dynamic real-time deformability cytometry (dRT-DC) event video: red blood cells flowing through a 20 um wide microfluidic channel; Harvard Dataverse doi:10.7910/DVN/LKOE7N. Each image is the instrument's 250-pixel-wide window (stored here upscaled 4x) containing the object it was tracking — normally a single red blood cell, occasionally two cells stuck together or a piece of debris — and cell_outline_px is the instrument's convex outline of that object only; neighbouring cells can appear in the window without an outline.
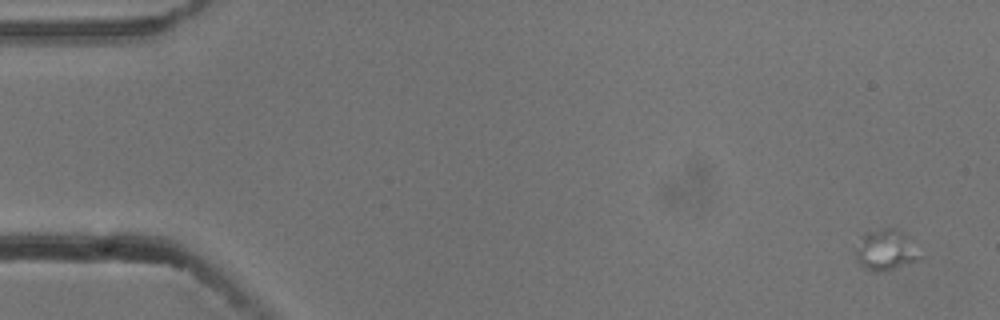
{"species": "common noctule bat (a hibernating species)", "species_latin": "Nyctalus noctula", "temperature_condition": "cold", "stored_images_in_passage": 4, "camera_frame_rate_fps": 3000, "um_per_image_px": 0.085, "animal": {"sex": "male", "body_mass_g": 13.3}, "frame": {"image": 1, "passage_image": 1, "time_ms": 0.0, "image_size_px": [1000, 320], "cell_outline_px": [[924, 256], [920, 260], [884, 272], [876, 272], [864, 268], [856, 260], [856, 248], [864, 232], [880, 228], [896, 228], [904, 232], [908, 236]], "centroid_in_image_um": [75.34, 21.25], "position_along_channel_um": 9.7, "area_um2": 15.72}}